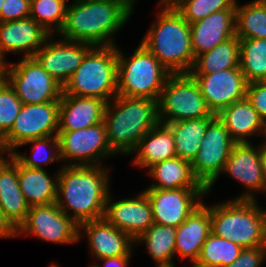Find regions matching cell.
<instances>
[{"mask_svg":"<svg viewBox=\"0 0 266 267\" xmlns=\"http://www.w3.org/2000/svg\"><path fill=\"white\" fill-rule=\"evenodd\" d=\"M135 0H75L67 6L63 39L92 46H114L113 34L129 20Z\"/></svg>","mask_w":266,"mask_h":267,"instance_id":"6da1fadb","label":"cell"},{"mask_svg":"<svg viewBox=\"0 0 266 267\" xmlns=\"http://www.w3.org/2000/svg\"><path fill=\"white\" fill-rule=\"evenodd\" d=\"M239 67L247 83L266 81V39H241Z\"/></svg>","mask_w":266,"mask_h":267,"instance_id":"d6a6232c","label":"cell"},{"mask_svg":"<svg viewBox=\"0 0 266 267\" xmlns=\"http://www.w3.org/2000/svg\"><path fill=\"white\" fill-rule=\"evenodd\" d=\"M156 267H175L173 262L172 263H160L155 265Z\"/></svg>","mask_w":266,"mask_h":267,"instance_id":"c3c4849f","label":"cell"},{"mask_svg":"<svg viewBox=\"0 0 266 267\" xmlns=\"http://www.w3.org/2000/svg\"><path fill=\"white\" fill-rule=\"evenodd\" d=\"M261 166L264 179L266 181V141L262 144L261 149Z\"/></svg>","mask_w":266,"mask_h":267,"instance_id":"bcb514c9","label":"cell"},{"mask_svg":"<svg viewBox=\"0 0 266 267\" xmlns=\"http://www.w3.org/2000/svg\"><path fill=\"white\" fill-rule=\"evenodd\" d=\"M235 35L241 39H266V0L239 6L236 2Z\"/></svg>","mask_w":266,"mask_h":267,"instance_id":"4dcf8cb0","label":"cell"},{"mask_svg":"<svg viewBox=\"0 0 266 267\" xmlns=\"http://www.w3.org/2000/svg\"><path fill=\"white\" fill-rule=\"evenodd\" d=\"M217 116L236 143H249L247 136L256 134H261L266 139V123L247 97L223 108Z\"/></svg>","mask_w":266,"mask_h":267,"instance_id":"d4e9b609","label":"cell"},{"mask_svg":"<svg viewBox=\"0 0 266 267\" xmlns=\"http://www.w3.org/2000/svg\"><path fill=\"white\" fill-rule=\"evenodd\" d=\"M211 232L210 207L202 202L176 228L175 253L195 264Z\"/></svg>","mask_w":266,"mask_h":267,"instance_id":"603a6c76","label":"cell"},{"mask_svg":"<svg viewBox=\"0 0 266 267\" xmlns=\"http://www.w3.org/2000/svg\"><path fill=\"white\" fill-rule=\"evenodd\" d=\"M152 207L154 223L178 227L202 202L206 188H179L144 190Z\"/></svg>","mask_w":266,"mask_h":267,"instance_id":"5bb4252c","label":"cell"},{"mask_svg":"<svg viewBox=\"0 0 266 267\" xmlns=\"http://www.w3.org/2000/svg\"><path fill=\"white\" fill-rule=\"evenodd\" d=\"M148 174L156 180L149 187L153 189L205 188L194 176L191 162L177 156L154 164Z\"/></svg>","mask_w":266,"mask_h":267,"instance_id":"83f0119b","label":"cell"},{"mask_svg":"<svg viewBox=\"0 0 266 267\" xmlns=\"http://www.w3.org/2000/svg\"><path fill=\"white\" fill-rule=\"evenodd\" d=\"M3 2H4V0H0V12H1V9H2V6H3Z\"/></svg>","mask_w":266,"mask_h":267,"instance_id":"f907efd6","label":"cell"},{"mask_svg":"<svg viewBox=\"0 0 266 267\" xmlns=\"http://www.w3.org/2000/svg\"><path fill=\"white\" fill-rule=\"evenodd\" d=\"M49 36L31 17L0 22V51L3 55L24 51V58L33 57Z\"/></svg>","mask_w":266,"mask_h":267,"instance_id":"ffe728a7","label":"cell"},{"mask_svg":"<svg viewBox=\"0 0 266 267\" xmlns=\"http://www.w3.org/2000/svg\"><path fill=\"white\" fill-rule=\"evenodd\" d=\"M133 152H136L134 165L147 170L158 162L176 157L171 129L159 122L141 138Z\"/></svg>","mask_w":266,"mask_h":267,"instance_id":"484cf974","label":"cell"},{"mask_svg":"<svg viewBox=\"0 0 266 267\" xmlns=\"http://www.w3.org/2000/svg\"><path fill=\"white\" fill-rule=\"evenodd\" d=\"M49 267H60V266H58V265H56V264H51V266H49Z\"/></svg>","mask_w":266,"mask_h":267,"instance_id":"816d5d0a","label":"cell"},{"mask_svg":"<svg viewBox=\"0 0 266 267\" xmlns=\"http://www.w3.org/2000/svg\"><path fill=\"white\" fill-rule=\"evenodd\" d=\"M190 75L198 83L208 108L216 115L223 108L246 97L248 83L240 68Z\"/></svg>","mask_w":266,"mask_h":267,"instance_id":"9a60e30c","label":"cell"},{"mask_svg":"<svg viewBox=\"0 0 266 267\" xmlns=\"http://www.w3.org/2000/svg\"><path fill=\"white\" fill-rule=\"evenodd\" d=\"M5 80L22 104L60 102L63 86L34 57L8 65Z\"/></svg>","mask_w":266,"mask_h":267,"instance_id":"9c48e42d","label":"cell"},{"mask_svg":"<svg viewBox=\"0 0 266 267\" xmlns=\"http://www.w3.org/2000/svg\"><path fill=\"white\" fill-rule=\"evenodd\" d=\"M57 136L60 158L69 161L65 166L100 165L103 158L115 154L108 144L104 122L74 131H58Z\"/></svg>","mask_w":266,"mask_h":267,"instance_id":"7c38bea8","label":"cell"},{"mask_svg":"<svg viewBox=\"0 0 266 267\" xmlns=\"http://www.w3.org/2000/svg\"><path fill=\"white\" fill-rule=\"evenodd\" d=\"M266 257V246L243 248L238 258L226 267H261Z\"/></svg>","mask_w":266,"mask_h":267,"instance_id":"60d3db41","label":"cell"},{"mask_svg":"<svg viewBox=\"0 0 266 267\" xmlns=\"http://www.w3.org/2000/svg\"><path fill=\"white\" fill-rule=\"evenodd\" d=\"M4 59L5 57L0 51V81L5 79L6 71H7L8 64H9V63H6Z\"/></svg>","mask_w":266,"mask_h":267,"instance_id":"f6af8a7d","label":"cell"},{"mask_svg":"<svg viewBox=\"0 0 266 267\" xmlns=\"http://www.w3.org/2000/svg\"><path fill=\"white\" fill-rule=\"evenodd\" d=\"M0 165V209L12 225L18 229L25 221L30 206L20 189L18 160L9 154Z\"/></svg>","mask_w":266,"mask_h":267,"instance_id":"cb8c5ba5","label":"cell"},{"mask_svg":"<svg viewBox=\"0 0 266 267\" xmlns=\"http://www.w3.org/2000/svg\"><path fill=\"white\" fill-rule=\"evenodd\" d=\"M236 0H186L176 10L192 24L212 13L229 9Z\"/></svg>","mask_w":266,"mask_h":267,"instance_id":"74e56055","label":"cell"},{"mask_svg":"<svg viewBox=\"0 0 266 267\" xmlns=\"http://www.w3.org/2000/svg\"><path fill=\"white\" fill-rule=\"evenodd\" d=\"M235 18L236 2L229 9L216 11L190 24L195 58L233 37L235 35Z\"/></svg>","mask_w":266,"mask_h":267,"instance_id":"d6986e66","label":"cell"},{"mask_svg":"<svg viewBox=\"0 0 266 267\" xmlns=\"http://www.w3.org/2000/svg\"><path fill=\"white\" fill-rule=\"evenodd\" d=\"M186 0H160L159 5L165 9H176Z\"/></svg>","mask_w":266,"mask_h":267,"instance_id":"ee69618b","label":"cell"},{"mask_svg":"<svg viewBox=\"0 0 266 267\" xmlns=\"http://www.w3.org/2000/svg\"><path fill=\"white\" fill-rule=\"evenodd\" d=\"M52 36L46 39L44 45L33 57L59 84L64 86L93 46L66 39L49 41Z\"/></svg>","mask_w":266,"mask_h":267,"instance_id":"2e32d148","label":"cell"},{"mask_svg":"<svg viewBox=\"0 0 266 267\" xmlns=\"http://www.w3.org/2000/svg\"><path fill=\"white\" fill-rule=\"evenodd\" d=\"M261 211H262V214H263V218H264V220H265V223H266V209L263 210V209L261 208Z\"/></svg>","mask_w":266,"mask_h":267,"instance_id":"681fc988","label":"cell"},{"mask_svg":"<svg viewBox=\"0 0 266 267\" xmlns=\"http://www.w3.org/2000/svg\"><path fill=\"white\" fill-rule=\"evenodd\" d=\"M160 10L141 43L171 74H189L195 61L190 24L176 9Z\"/></svg>","mask_w":266,"mask_h":267,"instance_id":"277c9868","label":"cell"},{"mask_svg":"<svg viewBox=\"0 0 266 267\" xmlns=\"http://www.w3.org/2000/svg\"><path fill=\"white\" fill-rule=\"evenodd\" d=\"M117 48L93 46L63 86L62 95L95 97L107 103L116 97Z\"/></svg>","mask_w":266,"mask_h":267,"instance_id":"8992f818","label":"cell"},{"mask_svg":"<svg viewBox=\"0 0 266 267\" xmlns=\"http://www.w3.org/2000/svg\"><path fill=\"white\" fill-rule=\"evenodd\" d=\"M108 173L101 165H64L58 171L56 203L78 226L104 217L110 192Z\"/></svg>","mask_w":266,"mask_h":267,"instance_id":"7a4b0ae2","label":"cell"},{"mask_svg":"<svg viewBox=\"0 0 266 267\" xmlns=\"http://www.w3.org/2000/svg\"><path fill=\"white\" fill-rule=\"evenodd\" d=\"M176 227L151 225L135 243L144 242L151 258L160 263H172L175 256Z\"/></svg>","mask_w":266,"mask_h":267,"instance_id":"1f68e13d","label":"cell"},{"mask_svg":"<svg viewBox=\"0 0 266 267\" xmlns=\"http://www.w3.org/2000/svg\"><path fill=\"white\" fill-rule=\"evenodd\" d=\"M242 250L240 245L222 239L211 232L203 244L195 265L198 267H226L238 258Z\"/></svg>","mask_w":266,"mask_h":267,"instance_id":"836d02e7","label":"cell"},{"mask_svg":"<svg viewBox=\"0 0 266 267\" xmlns=\"http://www.w3.org/2000/svg\"><path fill=\"white\" fill-rule=\"evenodd\" d=\"M18 180L30 207L56 203L58 172L52 178L46 170L28 168L18 161Z\"/></svg>","mask_w":266,"mask_h":267,"instance_id":"4316f807","label":"cell"},{"mask_svg":"<svg viewBox=\"0 0 266 267\" xmlns=\"http://www.w3.org/2000/svg\"><path fill=\"white\" fill-rule=\"evenodd\" d=\"M87 233L91 252L96 259L132 255L135 241L104 218L82 223L79 231Z\"/></svg>","mask_w":266,"mask_h":267,"instance_id":"44dd1931","label":"cell"},{"mask_svg":"<svg viewBox=\"0 0 266 267\" xmlns=\"http://www.w3.org/2000/svg\"><path fill=\"white\" fill-rule=\"evenodd\" d=\"M31 0H4L0 22L24 19L30 15Z\"/></svg>","mask_w":266,"mask_h":267,"instance_id":"f35d334b","label":"cell"},{"mask_svg":"<svg viewBox=\"0 0 266 267\" xmlns=\"http://www.w3.org/2000/svg\"><path fill=\"white\" fill-rule=\"evenodd\" d=\"M13 88L4 79L0 81V140L11 130L22 107Z\"/></svg>","mask_w":266,"mask_h":267,"instance_id":"8d00e7d4","label":"cell"},{"mask_svg":"<svg viewBox=\"0 0 266 267\" xmlns=\"http://www.w3.org/2000/svg\"><path fill=\"white\" fill-rule=\"evenodd\" d=\"M21 233L32 234L41 240L57 244H72L82 236L79 226L57 203L30 207L25 221L17 229V236Z\"/></svg>","mask_w":266,"mask_h":267,"instance_id":"4fadbf2b","label":"cell"},{"mask_svg":"<svg viewBox=\"0 0 266 267\" xmlns=\"http://www.w3.org/2000/svg\"><path fill=\"white\" fill-rule=\"evenodd\" d=\"M158 116L160 123L168 124L216 114L208 108L198 83L190 74H171L158 99Z\"/></svg>","mask_w":266,"mask_h":267,"instance_id":"ba28073f","label":"cell"},{"mask_svg":"<svg viewBox=\"0 0 266 267\" xmlns=\"http://www.w3.org/2000/svg\"><path fill=\"white\" fill-rule=\"evenodd\" d=\"M131 255L118 256V257H109L101 259L104 261V265H98L97 263L91 265L90 267H128L129 260Z\"/></svg>","mask_w":266,"mask_h":267,"instance_id":"7bdbcfd3","label":"cell"},{"mask_svg":"<svg viewBox=\"0 0 266 267\" xmlns=\"http://www.w3.org/2000/svg\"><path fill=\"white\" fill-rule=\"evenodd\" d=\"M107 102L95 97L62 95L58 131H74L103 122Z\"/></svg>","mask_w":266,"mask_h":267,"instance_id":"7402d4cb","label":"cell"},{"mask_svg":"<svg viewBox=\"0 0 266 267\" xmlns=\"http://www.w3.org/2000/svg\"><path fill=\"white\" fill-rule=\"evenodd\" d=\"M214 117H203L166 124L174 136L177 157L192 162L200 149L209 122Z\"/></svg>","mask_w":266,"mask_h":267,"instance_id":"f546056e","label":"cell"},{"mask_svg":"<svg viewBox=\"0 0 266 267\" xmlns=\"http://www.w3.org/2000/svg\"><path fill=\"white\" fill-rule=\"evenodd\" d=\"M136 198L112 203L110 192L107 197L104 219L114 227L127 233L134 241L154 224L152 207L145 191Z\"/></svg>","mask_w":266,"mask_h":267,"instance_id":"e0dca14e","label":"cell"},{"mask_svg":"<svg viewBox=\"0 0 266 267\" xmlns=\"http://www.w3.org/2000/svg\"><path fill=\"white\" fill-rule=\"evenodd\" d=\"M235 144L224 123L216 115L209 122L200 149L191 162L194 176L207 189V193L222 173Z\"/></svg>","mask_w":266,"mask_h":267,"instance_id":"30bf717a","label":"cell"},{"mask_svg":"<svg viewBox=\"0 0 266 267\" xmlns=\"http://www.w3.org/2000/svg\"><path fill=\"white\" fill-rule=\"evenodd\" d=\"M17 229L6 218L0 209V238L16 237Z\"/></svg>","mask_w":266,"mask_h":267,"instance_id":"b9f144b4","label":"cell"},{"mask_svg":"<svg viewBox=\"0 0 266 267\" xmlns=\"http://www.w3.org/2000/svg\"><path fill=\"white\" fill-rule=\"evenodd\" d=\"M58 119L59 102L23 104L13 127L0 144L12 154L16 147L29 140L57 135Z\"/></svg>","mask_w":266,"mask_h":267,"instance_id":"8fae6325","label":"cell"},{"mask_svg":"<svg viewBox=\"0 0 266 267\" xmlns=\"http://www.w3.org/2000/svg\"><path fill=\"white\" fill-rule=\"evenodd\" d=\"M2 153H7V151L0 144V165L6 160V158H4L3 155H1Z\"/></svg>","mask_w":266,"mask_h":267,"instance_id":"7dc6e473","label":"cell"},{"mask_svg":"<svg viewBox=\"0 0 266 267\" xmlns=\"http://www.w3.org/2000/svg\"><path fill=\"white\" fill-rule=\"evenodd\" d=\"M258 148V149H257ZM249 143H236L232 148L222 173L229 174L238 182L244 184L247 190L235 200H254L252 191L266 190V181L261 166V149Z\"/></svg>","mask_w":266,"mask_h":267,"instance_id":"ac0fdd59","label":"cell"},{"mask_svg":"<svg viewBox=\"0 0 266 267\" xmlns=\"http://www.w3.org/2000/svg\"><path fill=\"white\" fill-rule=\"evenodd\" d=\"M33 144L32 152L34 155L25 156L19 152H13L12 155L23 165L28 168L34 169H44L43 166L53 163L54 161H61L60 158V149H59V140L57 135H52L45 138L32 139L22 145ZM49 146V147H48ZM50 152H47L45 148L49 149ZM44 149V150H43ZM55 150V151H54ZM44 151V152H43ZM46 151V153H45ZM53 152V153H52Z\"/></svg>","mask_w":266,"mask_h":267,"instance_id":"d590c367","label":"cell"},{"mask_svg":"<svg viewBox=\"0 0 266 267\" xmlns=\"http://www.w3.org/2000/svg\"><path fill=\"white\" fill-rule=\"evenodd\" d=\"M240 39L234 35L211 51L198 55L189 74H211L239 67Z\"/></svg>","mask_w":266,"mask_h":267,"instance_id":"f1b7e54d","label":"cell"},{"mask_svg":"<svg viewBox=\"0 0 266 267\" xmlns=\"http://www.w3.org/2000/svg\"><path fill=\"white\" fill-rule=\"evenodd\" d=\"M211 231L242 248L266 246V223L256 200H231L210 206Z\"/></svg>","mask_w":266,"mask_h":267,"instance_id":"5b68a950","label":"cell"},{"mask_svg":"<svg viewBox=\"0 0 266 267\" xmlns=\"http://www.w3.org/2000/svg\"><path fill=\"white\" fill-rule=\"evenodd\" d=\"M67 6L66 0H31L29 17L50 35H55V32L59 34L65 22Z\"/></svg>","mask_w":266,"mask_h":267,"instance_id":"e575fe53","label":"cell"},{"mask_svg":"<svg viewBox=\"0 0 266 267\" xmlns=\"http://www.w3.org/2000/svg\"><path fill=\"white\" fill-rule=\"evenodd\" d=\"M117 95L157 100L171 73L142 44L130 58L117 49Z\"/></svg>","mask_w":266,"mask_h":267,"instance_id":"52a82bcc","label":"cell"},{"mask_svg":"<svg viewBox=\"0 0 266 267\" xmlns=\"http://www.w3.org/2000/svg\"><path fill=\"white\" fill-rule=\"evenodd\" d=\"M113 99L112 103L106 104L103 120L108 144L115 154L128 155L133 153L141 138L159 123L158 101L121 95Z\"/></svg>","mask_w":266,"mask_h":267,"instance_id":"3957f363","label":"cell"},{"mask_svg":"<svg viewBox=\"0 0 266 267\" xmlns=\"http://www.w3.org/2000/svg\"><path fill=\"white\" fill-rule=\"evenodd\" d=\"M246 97L266 123V81L248 83Z\"/></svg>","mask_w":266,"mask_h":267,"instance_id":"ab89813d","label":"cell"}]
</instances>
